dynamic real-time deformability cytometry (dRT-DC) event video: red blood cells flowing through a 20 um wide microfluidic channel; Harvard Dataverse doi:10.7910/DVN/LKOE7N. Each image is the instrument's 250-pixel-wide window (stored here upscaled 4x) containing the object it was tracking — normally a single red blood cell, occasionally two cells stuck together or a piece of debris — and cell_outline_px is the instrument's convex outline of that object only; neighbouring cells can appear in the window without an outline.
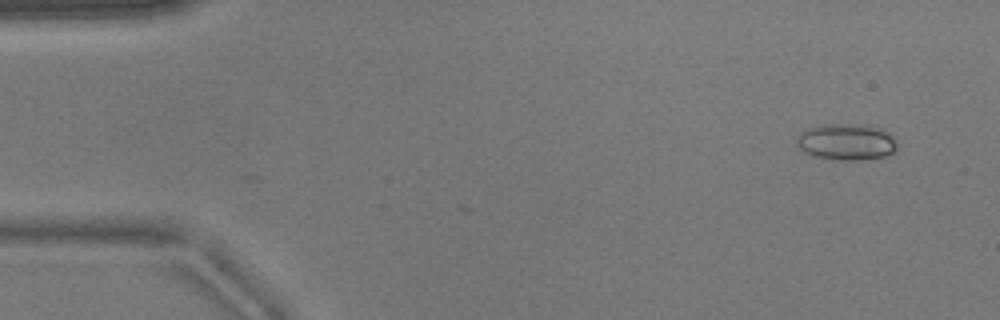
{"species": "common noctule bat (a hibernating species)", "species_latin": "Nyctalus noctula", "temperature_condition": "warm", "stored_images_in_passage": 2, "camera_frame_rate_fps": 3000, "um_per_image_px": 0.085, "animal": {"sex": "male", "body_mass_g": 17.9}, "frame": {"image": 1, "passage_image": 2, "time_ms": 0.333, "image_size_px": [1000, 320], "cell_outline_px": [[896, 148], [892, 152], [884, 156], [856, 160], [840, 160], [816, 156], [804, 152], [796, 144], [796, 140], [800, 132], [824, 124], [860, 124], [880, 128], [892, 136], [896, 144]], "centroid_in_image_um": [71.92, 12.05], "position_along_channel_um": 13.1, "area_um2": 20.92}}